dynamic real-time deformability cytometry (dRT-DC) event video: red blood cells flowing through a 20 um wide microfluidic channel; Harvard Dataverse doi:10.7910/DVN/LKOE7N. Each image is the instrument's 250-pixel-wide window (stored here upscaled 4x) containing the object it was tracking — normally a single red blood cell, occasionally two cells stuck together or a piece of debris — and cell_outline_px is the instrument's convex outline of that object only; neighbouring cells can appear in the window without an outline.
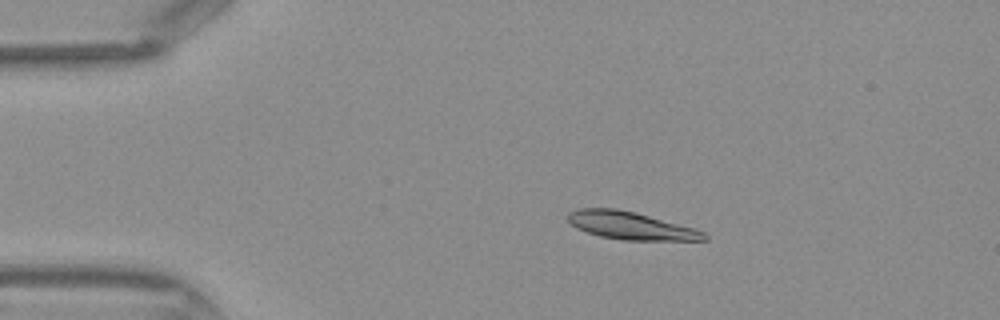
{"species": "Egyptian fruit bat (a non-hibernating species)", "species_latin": "Rousettus aegyptiacus", "temperature_condition": "warm", "stored_images_in_passage": 42, "camera_frame_rate_fps": 3000, "um_per_image_px": 0.085, "frame": {"image": 1, "passage_image": 7, "time_ms": 2.0, "image_size_px": [1000, 320], "cell_outline_px": [[708, 240], [624, 240], [600, 236], [576, 228], [568, 220], [568, 212], [576, 208], [616, 208], [636, 212], [692, 228], [704, 232], [708, 236]], "centroid_in_image_um": [53.57, 19.17], "position_along_channel_um": 31.4, "area_um2": 21.79}}
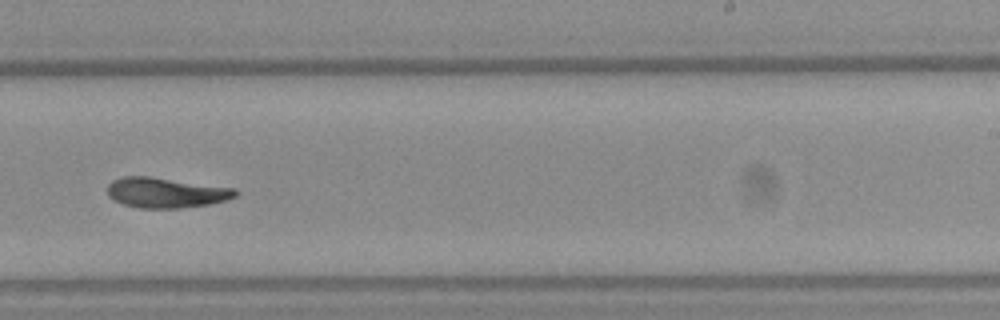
{"frame": {"image": 2, "passage_image": 26, "time_ms": 8.333, "image_size_px": [1000, 320], "cell_outline_px": [[236, 196], [228, 200], [208, 204], [180, 208], [140, 208], [124, 204], [108, 196], [108, 184], [112, 180], [124, 176], [148, 176], [236, 188]], "centroid_in_image_um": [14.11, 16.37], "position_along_channel_um": 274.9, "area_um2": 22.43}}
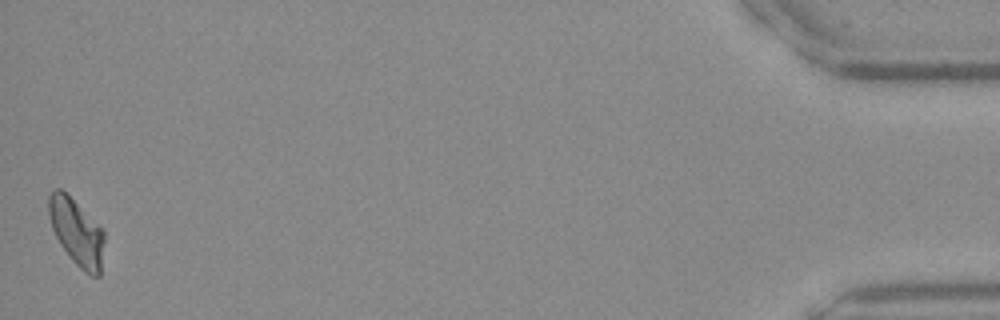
{"frame": {"image": 3, "passage_image": 42, "time_ms": 13.667, "image_size_px": [1000, 320], "cell_outline_px": [[104, 240], [100, 276], [92, 276], [84, 272], [72, 260], [60, 244], [52, 228], [48, 212], [48, 196], [56, 188], [60, 188], [104, 228]], "centroid_in_image_um": [6.53, 19.73], "position_along_channel_um": 428.7, "area_um2": 21.5}}